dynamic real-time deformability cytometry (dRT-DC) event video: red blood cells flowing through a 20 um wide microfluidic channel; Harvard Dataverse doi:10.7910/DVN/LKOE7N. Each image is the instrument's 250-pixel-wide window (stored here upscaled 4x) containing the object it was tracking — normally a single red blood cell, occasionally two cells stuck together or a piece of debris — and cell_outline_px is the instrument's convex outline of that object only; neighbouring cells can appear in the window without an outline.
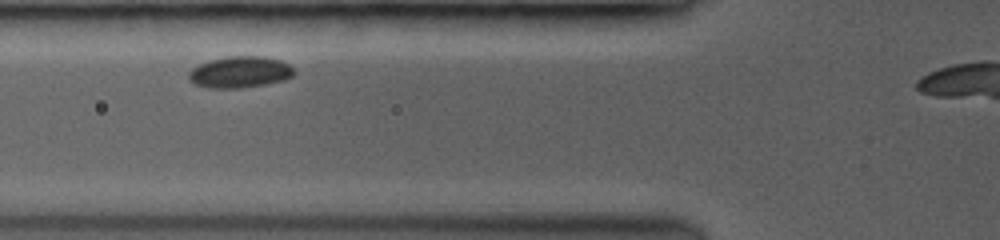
{"species": "common noctule bat (a hibernating species)", "species_latin": "Nyctalus noctula", "temperature_condition": "room temperature", "stored_images_in_passage": 9, "camera_frame_rate_fps": 3500, "um_per_image_px": 0.085, "animal": {"sex": "female", "body_mass_g": 19.0, "forearm_length_mm": 53.3}, "frame": {"image": 1, "passage_image": 3, "time_ms": 1.143, "image_size_px": [1000, 240], "cell_outline_px": [[296, 72], [292, 76], [284, 80], [264, 84], [240, 88], [208, 88], [196, 84], [188, 80], [188, 72], [192, 68], [208, 60], [228, 56], [264, 56], [280, 60], [296, 68]], "centroid_in_image_um": [20.4, 6.12], "position_along_channel_um": 105.4, "area_um2": 19.48}}
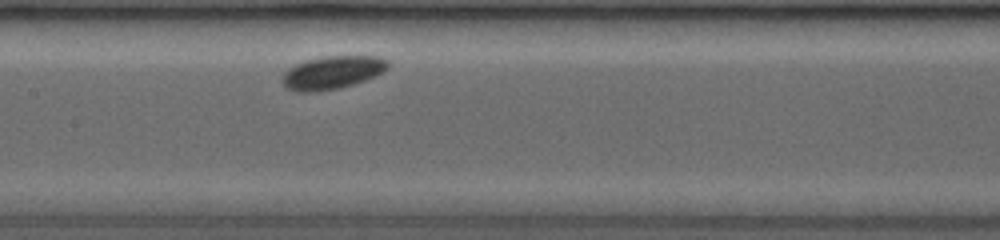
{"frame": {"image": 2, "passage_image": 6, "time_ms": 3.143, "image_size_px": [1000, 240], "cell_outline_px": [[392, 64], [384, 72], [376, 76], [352, 84], [336, 88], [300, 92], [288, 88], [280, 80], [284, 72], [288, 68], [296, 64], [320, 56], [380, 56], [388, 60]], "centroid_in_image_um": [28.29, 6.13], "position_along_channel_um": 179.1, "area_um2": 20.23}}